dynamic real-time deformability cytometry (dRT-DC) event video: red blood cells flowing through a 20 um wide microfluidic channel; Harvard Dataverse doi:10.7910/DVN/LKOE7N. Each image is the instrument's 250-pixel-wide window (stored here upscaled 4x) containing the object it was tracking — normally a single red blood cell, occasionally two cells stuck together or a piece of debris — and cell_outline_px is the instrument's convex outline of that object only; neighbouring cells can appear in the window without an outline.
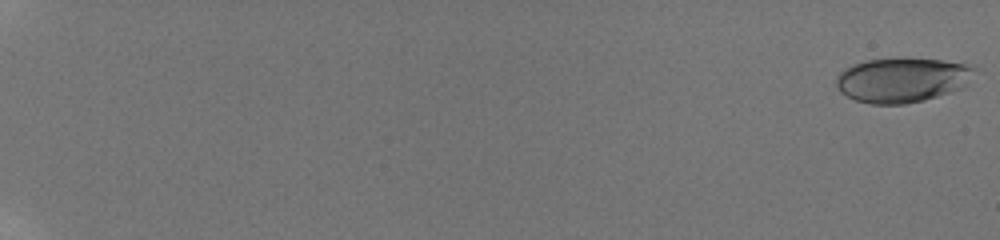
{"species": "human", "species_latin": "Homo sapiens", "temperature_condition": "room temperature", "stored_images_in_passage": 58, "camera_frame_rate_fps": 3000, "um_per_image_px": 0.085, "donor": {"sex": "male"}, "frame": {"image": 1, "passage_image": 1, "time_ms": 0.0, "image_size_px": [1000, 240], "cell_outline_px": [[976, 68], [964, 88], [924, 100], [904, 104], [872, 104], [856, 100], [840, 92], [836, 84], [836, 76], [844, 68], [852, 64], [868, 60], [940, 60], [964, 64]], "centroid_in_image_um": [76.66, 6.82], "position_along_channel_um": 8.3, "area_um2": 35.32}}
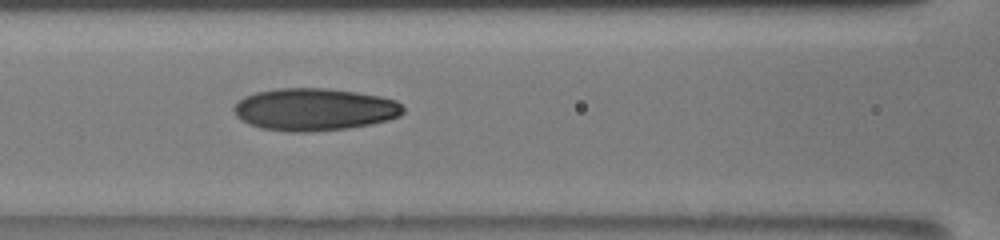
{"frame": {"image": 2, "passage_image": 31, "time_ms": 10.0, "image_size_px": [1000, 240], "cell_outline_px": [[404, 112], [400, 116], [388, 120], [372, 124], [348, 128], [308, 132], [288, 132], [260, 128], [248, 124], [236, 116], [232, 108], [244, 96], [256, 92], [276, 88], [324, 88], [356, 92], [380, 96], [396, 100], [404, 108]], "centroid_in_image_um": [26.72, 9.3], "position_along_channel_um": 139.9, "area_um2": 42.02}}
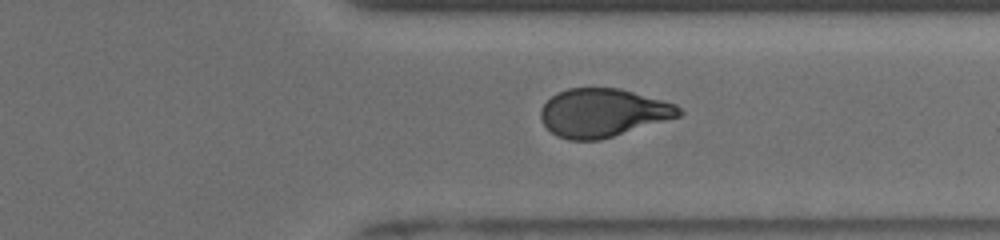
{"frame": {"image": 3, "passage_image": 48, "time_ms": 15.667, "image_size_px": [1000, 240], "cell_outline_px": [[684, 112], [680, 116], [600, 140], [568, 140], [556, 136], [544, 124], [540, 116], [540, 108], [556, 92], [568, 88], [620, 88], [676, 104]], "centroid_in_image_um": [51.23, 9.58], "position_along_channel_um": 360.2, "area_um2": 38.84}, "authors_computed_cell_mechanics": {"area_um2": 38.7838, "velocity_mm_per_s": 3.8977, "shape_relaxation_time_tau1_ms": 6.6304, "shape_relaxation_time_tau2_ms": 1.6842, "deformation_change_tau1": 0.1916, "deformation_change_tau2": 0.0755}}